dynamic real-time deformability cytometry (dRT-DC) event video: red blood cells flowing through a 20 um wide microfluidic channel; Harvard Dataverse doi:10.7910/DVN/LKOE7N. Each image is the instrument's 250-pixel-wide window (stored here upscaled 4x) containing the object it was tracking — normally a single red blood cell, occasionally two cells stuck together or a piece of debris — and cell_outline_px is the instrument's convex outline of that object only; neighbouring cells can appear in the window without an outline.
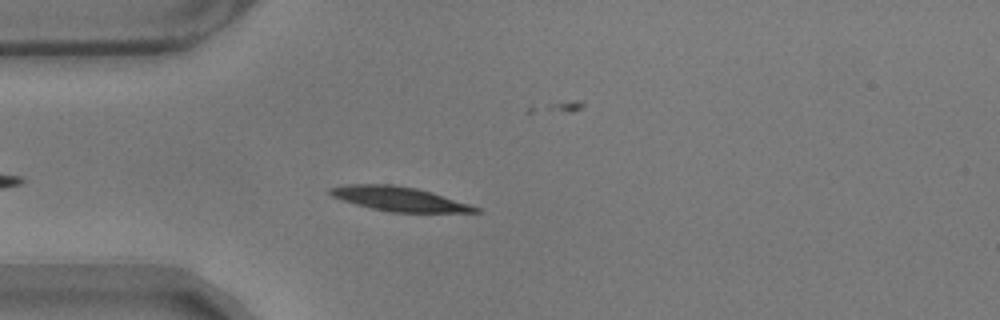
{"species": "common noctule bat (a hibernating species)", "species_latin": "Nyctalus noctula", "temperature_condition": "warm", "stored_images_in_passage": 45, "camera_frame_rate_fps": 3000, "um_per_image_px": 0.085, "animal": {"sex": "male", "body_mass_g": 17.9}, "frame": {"image": 1, "passage_image": 6, "time_ms": 1.667, "image_size_px": [1000, 320], "cell_outline_px": [[484, 212], [388, 212], [356, 204], [332, 196], [328, 192], [328, 188], [348, 184], [392, 184], [416, 188], [432, 192], [480, 208]], "centroid_in_image_um": [33.92, 16.9], "position_along_channel_um": 51.1, "area_um2": 20.4}}
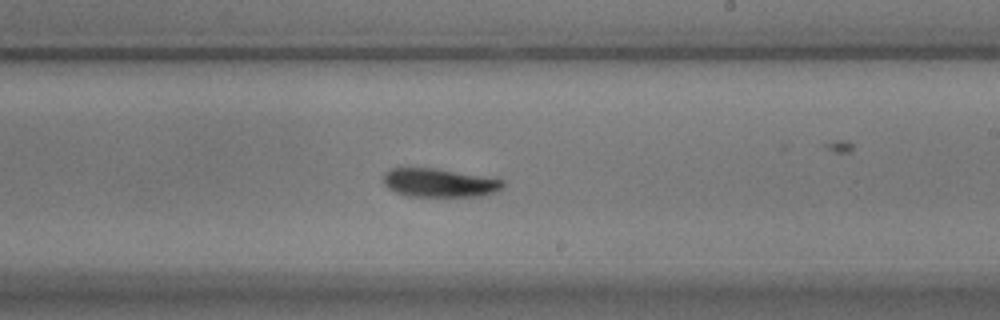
{"frame": {"image": 2, "passage_image": 24, "time_ms": 7.667, "image_size_px": [1000, 320], "cell_outline_px": [[504, 184], [496, 192], [480, 196], [408, 196], [396, 192], [388, 188], [384, 184], [384, 172], [392, 168], [436, 168], [504, 180]], "centroid_in_image_um": [37.32, 15.53], "position_along_channel_um": 251.7, "area_um2": 19.71}}
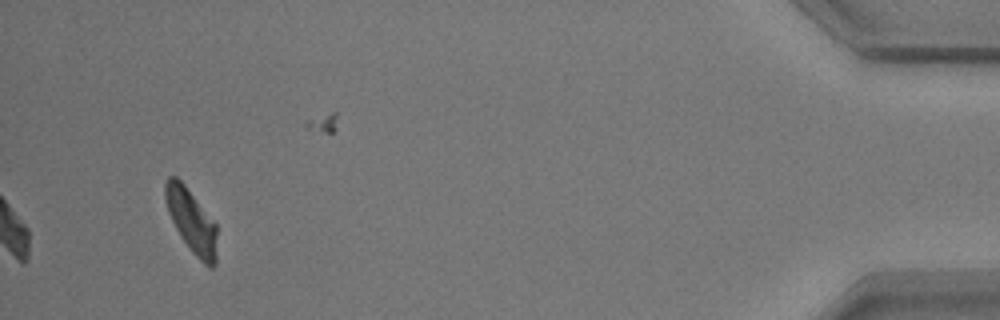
{"frame": {"image": 3, "passage_image": 45, "time_ms": 14.667, "image_size_px": [1000, 320], "cell_outline_px": [[216, 264], [212, 268], [208, 268], [192, 252], [180, 236], [168, 212], [164, 196], [164, 184], [168, 176], [176, 176], [184, 184], [216, 224]], "centroid_in_image_um": [16.26, 18.79], "position_along_channel_um": 418.9, "area_um2": 19.02}, "authors_computed_cell_mechanics": {"area_um2": 19.7098, "velocity_mm_per_s": 3.4837, "shape_relaxation_time_tau1_ms": 4.9276, "shape_relaxation_time_tau2_ms": null, "deformation_change_tau1": 0.143, "deformation_change_tau2": null}}